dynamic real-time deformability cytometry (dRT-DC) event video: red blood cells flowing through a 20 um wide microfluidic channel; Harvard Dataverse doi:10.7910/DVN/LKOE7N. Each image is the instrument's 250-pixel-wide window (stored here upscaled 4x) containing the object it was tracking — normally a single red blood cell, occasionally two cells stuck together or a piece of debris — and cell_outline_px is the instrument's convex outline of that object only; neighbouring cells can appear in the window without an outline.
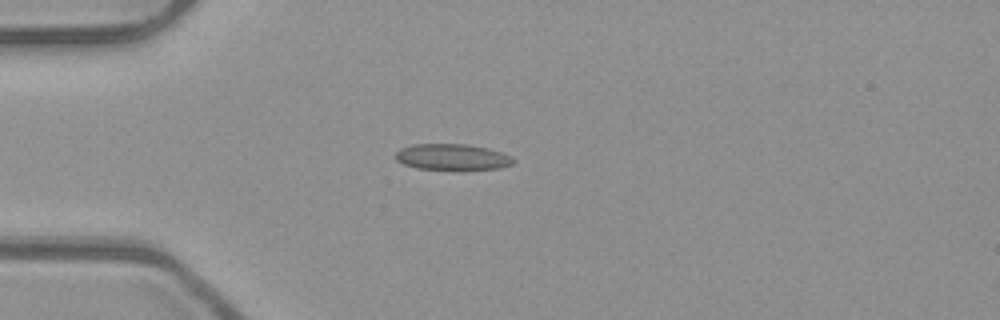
{"species": "common noctule bat (a hibernating species)", "species_latin": "Nyctalus noctula", "temperature_condition": "room temperature", "stored_images_in_passage": 39, "camera_frame_rate_fps": 3000, "um_per_image_px": 0.085, "animal": {"sex": "male", "body_mass_g": 23.1, "forearm_length_mm": 52.7}, "frame": {"image": 1, "passage_image": 1, "time_ms": 0.0, "image_size_px": [1000, 320], "cell_outline_px": [[516, 160], [512, 164], [500, 168], [464, 172], [416, 168], [404, 164], [396, 160], [392, 156], [400, 148], [412, 144], [468, 144], [488, 148], [512, 156]], "centroid_in_image_um": [38.45, 13.38], "position_along_channel_um": 46.6, "area_um2": 18.84}}
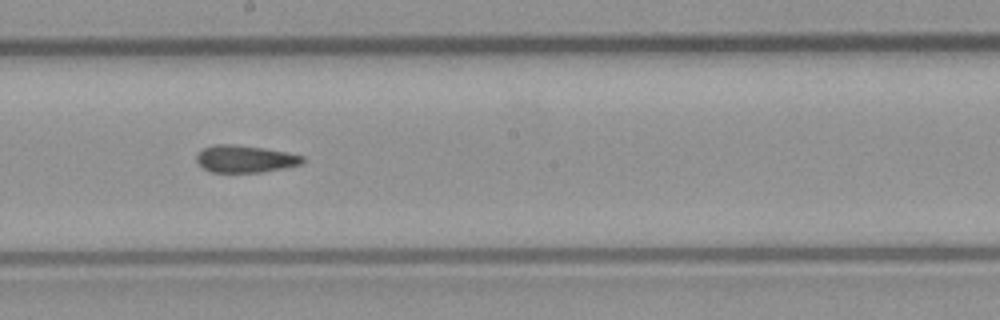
{"frame": {"image": 2, "passage_image": 16, "time_ms": 5.0, "image_size_px": [1000, 320], "cell_outline_px": [[304, 160], [300, 164], [284, 168], [260, 172], [212, 172], [204, 168], [196, 160], [196, 156], [204, 148], [216, 144], [236, 144], [264, 148], [288, 152], [304, 156]], "centroid_in_image_um": [20.85, 13.5], "position_along_channel_um": 227.4, "area_um2": 16.7}}
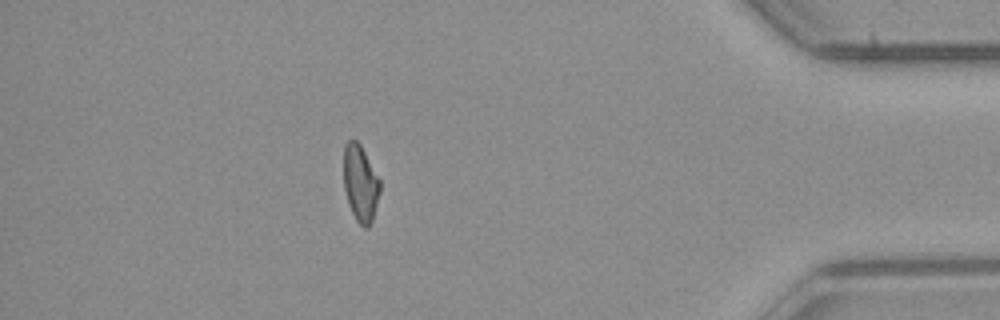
{"frame": {"image": 3, "passage_image": 33, "time_ms": 10.667, "image_size_px": [1000, 320], "cell_outline_px": [[380, 192], [372, 220], [368, 228], [364, 228], [356, 220], [348, 204], [344, 188], [344, 144], [348, 140], [356, 140], [360, 144], [380, 180]], "centroid_in_image_um": [30.63, 15.58], "position_along_channel_um": 404.6, "area_um2": 16.13}, "authors_computed_cell_mechanics": {"area_um2": 16.9932, "velocity_mm_per_s": 3.9568, "shape_relaxation_time_tau1_ms": null, "shape_relaxation_time_tau2_ms": 3.4073, "deformation_change_tau1": null, "deformation_change_tau2": 0.0961}}